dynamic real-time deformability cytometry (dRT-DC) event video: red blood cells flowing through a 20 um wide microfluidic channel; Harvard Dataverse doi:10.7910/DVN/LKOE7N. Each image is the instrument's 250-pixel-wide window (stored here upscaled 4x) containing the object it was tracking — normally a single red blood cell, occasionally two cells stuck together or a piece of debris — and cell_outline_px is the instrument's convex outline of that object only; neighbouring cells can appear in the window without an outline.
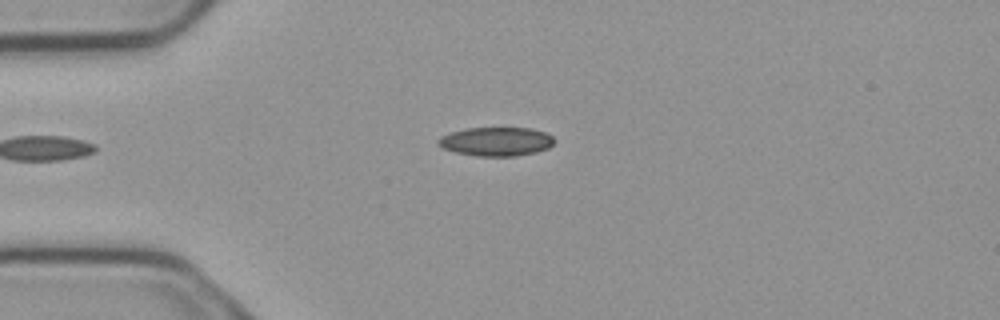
{"species": "common noctule bat (a hibernating species)", "species_latin": "Nyctalus noctula", "temperature_condition": "cold", "stored_images_in_passage": 3, "camera_frame_rate_fps": 3000, "um_per_image_px": 0.085, "animal": {"sex": "male", "body_mass_g": 23.1, "forearm_length_mm": 52.7}, "frame": {"image": 1, "passage_image": 3, "time_ms": 0.667, "image_size_px": [1000, 320], "cell_outline_px": [[556, 140], [548, 148], [536, 152], [516, 156], [476, 156], [456, 152], [440, 148], [436, 144], [436, 140], [440, 136], [452, 132], [468, 128], [532, 128], [544, 132], [552, 136]], "centroid_in_image_um": [42.15, 12.03], "position_along_channel_um": 42.9, "area_um2": 19.65}}